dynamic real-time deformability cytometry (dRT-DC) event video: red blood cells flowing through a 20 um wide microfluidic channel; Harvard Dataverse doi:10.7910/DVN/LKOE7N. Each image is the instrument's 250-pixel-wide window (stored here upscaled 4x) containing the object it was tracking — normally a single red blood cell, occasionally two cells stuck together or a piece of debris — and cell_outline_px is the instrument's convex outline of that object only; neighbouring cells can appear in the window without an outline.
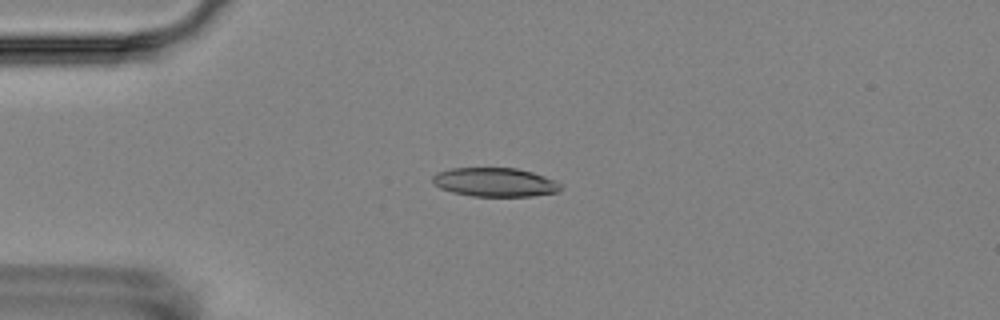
{"species": "Egyptian fruit bat (a non-hibernating species)", "species_latin": "Rousettus aegyptiacus", "temperature_condition": "room temperature", "stored_images_in_passage": 7, "camera_frame_rate_fps": 3000, "um_per_image_px": 0.085, "animal": {"sex": "female"}, "frame": {"image": 1, "passage_image": 3, "time_ms": 3.0, "image_size_px": [1000, 320], "cell_outline_px": [[560, 188], [556, 192], [532, 196], [472, 196], [452, 192], [440, 188], [432, 180], [432, 176], [436, 172], [452, 168], [516, 168], [532, 172], [544, 176], [560, 184]], "centroid_in_image_um": [42.02, 15.48], "position_along_channel_um": 43.0, "area_um2": 21.33}}
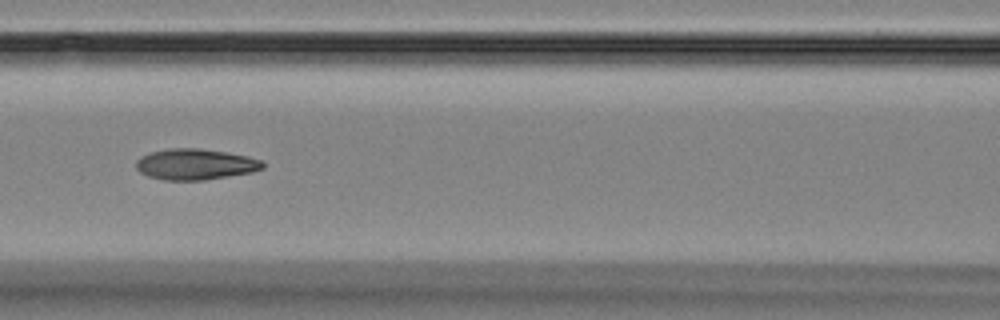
{"frame": {"image": 2, "passage_image": 6, "time_ms": 6.667, "image_size_px": [1000, 320], "cell_outline_px": [[264, 168], [252, 172], [204, 180], [164, 180], [148, 176], [140, 172], [136, 168], [136, 160], [140, 156], [152, 152], [168, 148], [200, 148], [228, 152], [248, 156], [260, 160], [264, 164]], "centroid_in_image_um": [16.59, 13.96], "position_along_channel_um": 150.0, "area_um2": 22.89}}
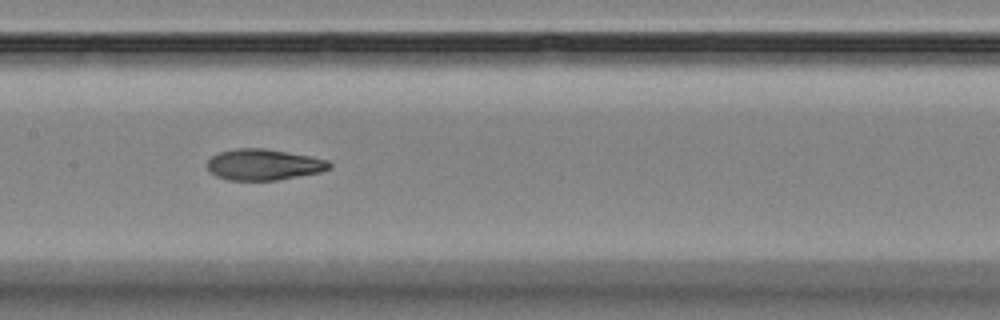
{"frame": {"image": 3, "passage_image": 7, "time_ms": 7.667, "image_size_px": [1000, 320], "cell_outline_px": [[332, 168], [320, 172], [276, 180], [228, 180], [216, 176], [208, 172], [208, 160], [212, 156], [220, 152], [236, 148], [264, 148], [308, 156], [328, 160], [332, 164]], "centroid_in_image_um": [22.4, 13.99], "position_along_channel_um": 185.0, "area_um2": 22.02}}